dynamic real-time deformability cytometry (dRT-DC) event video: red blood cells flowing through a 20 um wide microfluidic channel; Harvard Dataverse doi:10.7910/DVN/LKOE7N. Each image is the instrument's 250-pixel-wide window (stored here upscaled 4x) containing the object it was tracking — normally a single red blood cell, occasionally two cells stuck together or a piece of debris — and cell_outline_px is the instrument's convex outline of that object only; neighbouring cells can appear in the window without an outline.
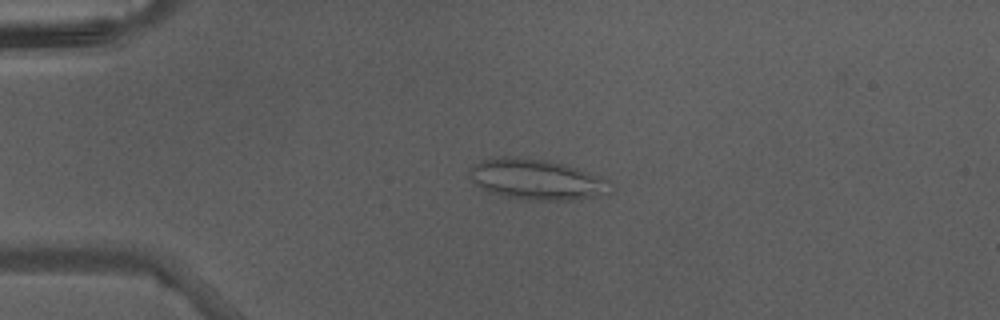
{"species": "Egyptian fruit bat (a non-hibernating species)", "species_latin": "Rousettus aegyptiacus", "temperature_condition": "warm", "stored_images_in_passage": 46, "camera_frame_rate_fps": 3000, "um_per_image_px": 0.085, "animal": {"sex": "male"}, "frame": {"image": 1, "passage_image": 12, "time_ms": 3.667, "image_size_px": [1000, 320], "cell_outline_px": [[608, 180], [596, 196], [576, 200], [528, 200], [504, 196], [488, 192], [480, 188], [468, 176], [468, 168], [472, 164], [480, 160], [500, 156], [516, 156], [544, 160], [564, 164], [588, 172]], "centroid_in_image_um": [45.4, 15.23], "position_along_channel_um": 39.6, "area_um2": 32.83}}
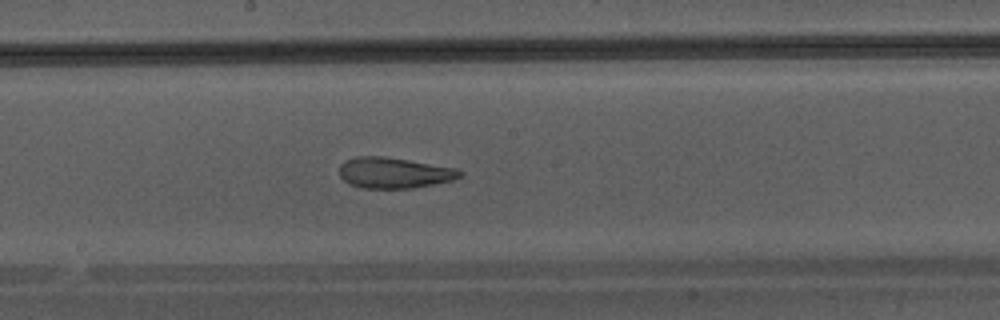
{"frame": {"image": 2, "passage_image": 26, "time_ms": 8.333, "image_size_px": [1000, 320], "cell_outline_px": [[464, 176], [452, 180], [412, 188], [364, 188], [348, 184], [340, 176], [340, 164], [344, 160], [356, 156], [384, 156], [456, 168], [464, 172]], "centroid_in_image_um": [33.49, 14.68], "position_along_channel_um": 214.7, "area_um2": 21.68}}
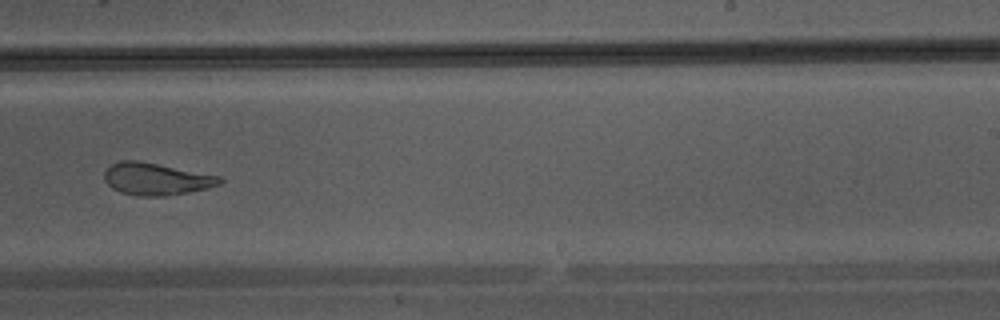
{"frame": {"image": 3, "passage_image": 30, "time_ms": 9.667, "image_size_px": [1000, 320], "cell_outline_px": [[224, 180], [220, 184], [208, 188], [168, 196], [136, 196], [120, 192], [112, 188], [104, 180], [104, 172], [112, 164], [120, 160], [136, 160], [220, 176]], "centroid_in_image_um": [13.26, 15.22], "position_along_channel_um": 275.7, "area_um2": 21.56}}